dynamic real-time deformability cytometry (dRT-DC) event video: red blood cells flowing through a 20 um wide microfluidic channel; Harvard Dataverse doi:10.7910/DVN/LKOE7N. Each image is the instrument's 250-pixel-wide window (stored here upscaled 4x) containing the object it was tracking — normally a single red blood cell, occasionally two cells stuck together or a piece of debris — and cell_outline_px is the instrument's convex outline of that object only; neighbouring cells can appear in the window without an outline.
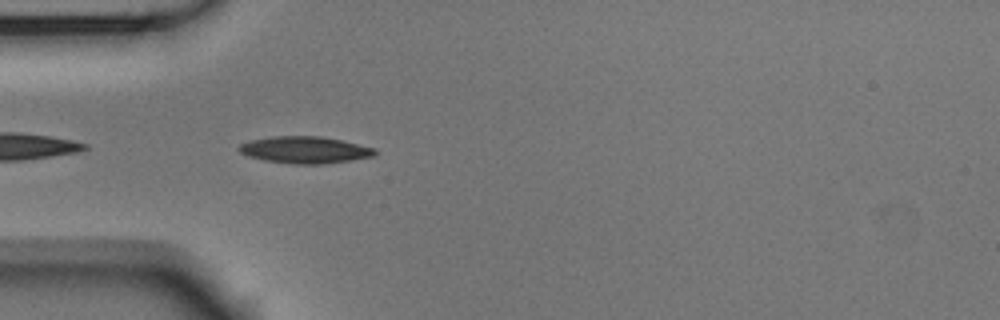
{"species": "Egyptian fruit bat (a non-hibernating species)", "species_latin": "Rousettus aegyptiacus", "temperature_condition": "room temperature", "stored_images_in_passage": 6, "camera_frame_rate_fps": 3000, "um_per_image_px": 0.085, "animal": {"sex": "male"}, "frame": {"image": 1, "passage_image": 2, "time_ms": 0.333, "image_size_px": [1000, 320], "cell_outline_px": [[376, 156], [324, 164], [292, 164], [264, 160], [248, 156], [240, 152], [236, 148], [240, 144], [252, 140], [272, 136], [320, 136], [344, 140], [376, 148]], "centroid_in_image_um": [25.94, 12.74], "position_along_channel_um": 59.1, "area_um2": 21.44}}